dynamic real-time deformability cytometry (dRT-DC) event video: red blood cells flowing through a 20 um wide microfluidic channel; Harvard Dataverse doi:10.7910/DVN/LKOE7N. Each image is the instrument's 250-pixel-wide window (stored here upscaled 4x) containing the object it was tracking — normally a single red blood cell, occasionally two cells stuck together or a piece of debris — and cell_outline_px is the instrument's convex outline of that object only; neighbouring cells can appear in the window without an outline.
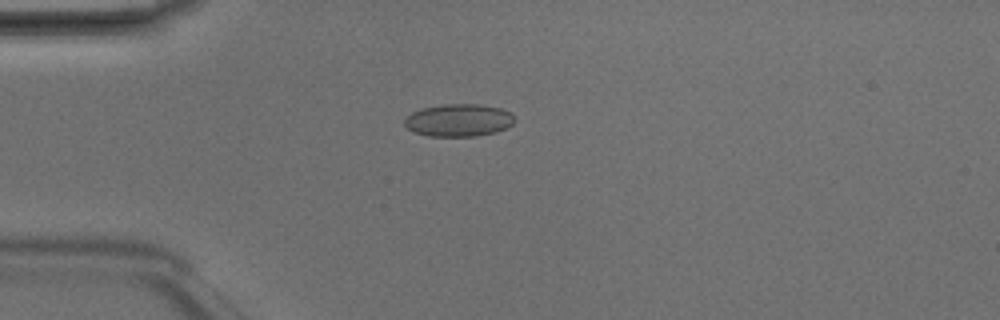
{"species": "Egyptian fruit bat (a non-hibernating species)", "species_latin": "Rousettus aegyptiacus", "temperature_condition": "room temperature", "stored_images_in_passage": 4, "camera_frame_rate_fps": 3000, "um_per_image_px": 0.085, "animal": {"sex": "male"}, "frame": {"image": 1, "passage_image": 4, "time_ms": 1.0, "image_size_px": [1000, 320], "cell_outline_px": [[516, 120], [512, 124], [496, 132], [476, 136], [428, 136], [416, 132], [408, 128], [404, 124], [404, 120], [412, 112], [424, 108], [444, 104], [480, 104], [500, 108], [512, 112]], "centroid_in_image_um": [39.02, 10.21], "position_along_channel_um": 46.0, "area_um2": 20.81}}